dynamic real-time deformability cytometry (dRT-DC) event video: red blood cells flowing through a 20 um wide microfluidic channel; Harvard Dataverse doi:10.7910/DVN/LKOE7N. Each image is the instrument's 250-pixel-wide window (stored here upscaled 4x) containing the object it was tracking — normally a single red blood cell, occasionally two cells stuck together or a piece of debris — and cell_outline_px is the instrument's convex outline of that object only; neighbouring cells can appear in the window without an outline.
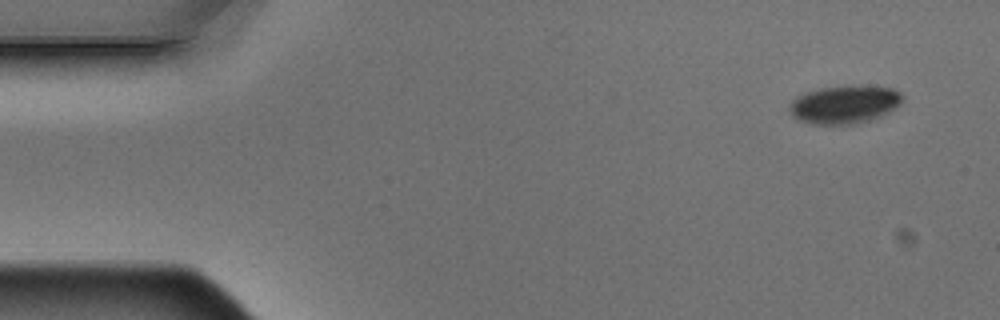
{"species": "Egyptian fruit bat (a non-hibernating species)", "species_latin": "Rousettus aegyptiacus", "temperature_condition": "warm", "stored_images_in_passage": 7, "camera_frame_rate_fps": 3000, "um_per_image_px": 0.085, "animal": {"sex": "male"}, "frame": {"image": 1, "passage_image": 1, "time_ms": 0.0, "image_size_px": [1000, 320], "cell_outline_px": [[904, 100], [896, 108], [880, 116], [868, 120], [852, 124], [812, 124], [796, 120], [792, 116], [788, 108], [788, 104], [796, 96], [804, 92], [820, 88], [892, 88], [900, 92], [904, 96]], "centroid_in_image_um": [71.72, 8.92], "position_along_channel_um": 13.3, "area_um2": 24.57}}
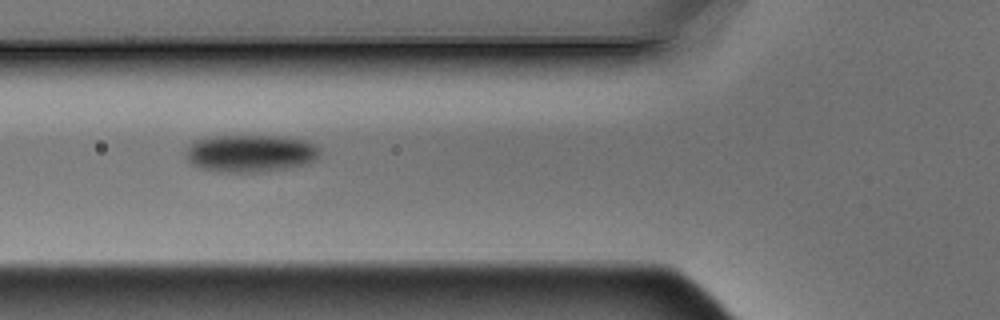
{"frame": {"image": 2, "passage_image": 6, "time_ms": 1.667, "image_size_px": [1000, 320], "cell_outline_px": [[320, 152], [312, 160], [304, 164], [284, 168], [260, 172], [220, 172], [200, 168], [192, 164], [184, 156], [184, 152], [196, 140], [216, 136], [280, 136], [304, 140], [320, 148]], "centroid_in_image_um": [21.23, 13.03], "position_along_channel_um": 104.6, "area_um2": 28.9}}
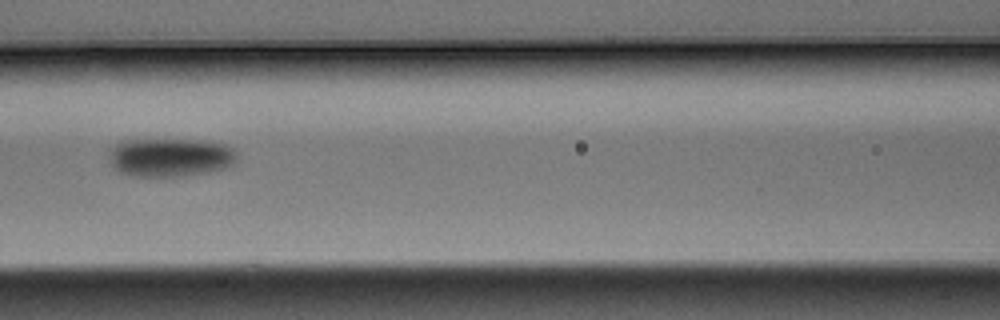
{"frame": {"image": 3, "passage_image": 7, "time_ms": 2.0, "image_size_px": [1000, 320], "cell_outline_px": [[236, 160], [232, 164], [224, 168], [208, 172], [180, 176], [132, 176], [120, 172], [112, 164], [112, 148], [120, 140], [188, 140], [224, 144], [232, 148], [236, 152]], "centroid_in_image_um": [14.48, 13.38], "position_along_channel_um": 152.1, "area_um2": 28.15}}